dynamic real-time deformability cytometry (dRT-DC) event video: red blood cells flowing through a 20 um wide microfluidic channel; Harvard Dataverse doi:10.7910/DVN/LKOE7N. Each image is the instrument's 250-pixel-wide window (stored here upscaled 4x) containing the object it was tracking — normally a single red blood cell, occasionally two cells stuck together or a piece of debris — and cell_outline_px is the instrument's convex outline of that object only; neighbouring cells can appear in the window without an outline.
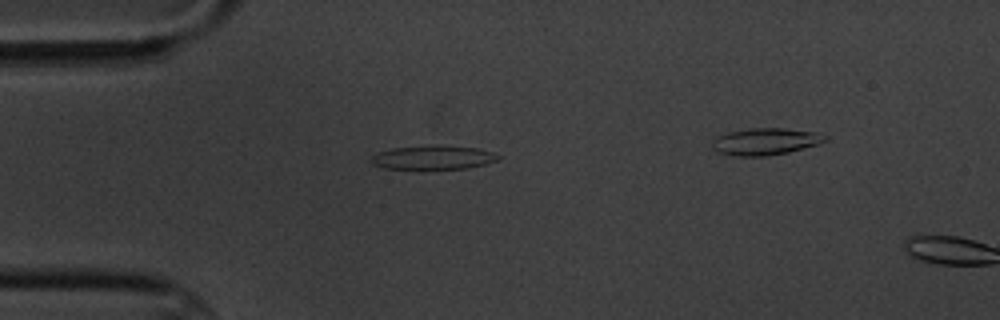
{"species": "common noctule bat (a hibernating species)", "species_latin": "Nyctalus noctula", "temperature_condition": "cold", "stored_images_in_passage": 4, "camera_frame_rate_fps": 3000, "um_per_image_px": 0.085, "animal": {"sex": "male", "body_mass_g": 20.1, "forearm_length_mm": 53.5}, "frame": {"image": 1, "passage_image": 3, "time_ms": 2.0, "image_size_px": [1000, 320], "cell_outline_px": [[500, 156], [496, 160], [484, 164], [468, 168], [424, 172], [384, 168], [372, 164], [372, 156], [376, 152], [392, 148], [436, 144], [476, 148], [492, 152]], "centroid_in_image_um": [36.74, 13.43], "position_along_channel_um": 48.3, "area_um2": 18.73}}